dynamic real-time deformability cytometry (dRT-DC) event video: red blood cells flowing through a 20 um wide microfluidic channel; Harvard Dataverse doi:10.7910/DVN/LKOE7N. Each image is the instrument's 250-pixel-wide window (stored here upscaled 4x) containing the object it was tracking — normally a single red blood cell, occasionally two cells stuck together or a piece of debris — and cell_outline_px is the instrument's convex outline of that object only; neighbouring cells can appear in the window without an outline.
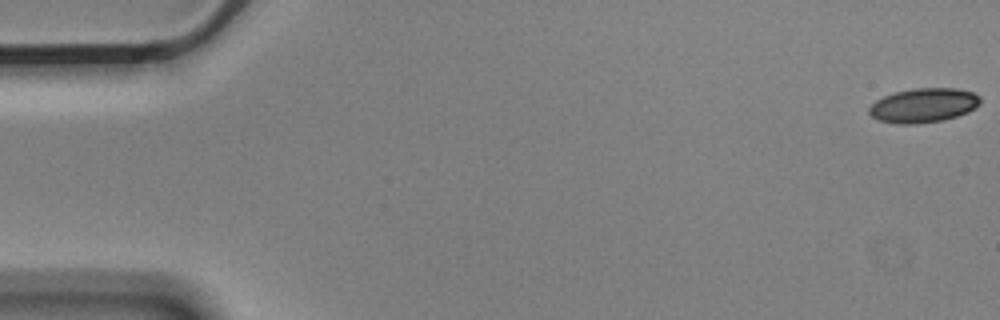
{"species": "Egyptian fruit bat (a non-hibernating species)", "species_latin": "Rousettus aegyptiacus", "temperature_condition": "cold", "stored_images_in_passage": 6, "camera_frame_rate_fps": 3000, "um_per_image_px": 0.085, "animal": {"sex": "male"}, "frame": {"image": 1, "passage_image": 1, "time_ms": 0.0, "image_size_px": [1000, 320], "cell_outline_px": [[980, 104], [968, 112], [944, 120], [916, 124], [896, 124], [880, 120], [872, 116], [868, 112], [868, 108], [876, 100], [884, 96], [896, 92], [912, 88], [956, 88], [972, 92], [980, 96]], "centroid_in_image_um": [78.5, 8.95], "position_along_channel_um": 6.5, "area_um2": 22.25}}